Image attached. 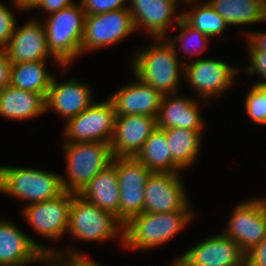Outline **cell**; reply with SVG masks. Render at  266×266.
<instances>
[{"instance_id": "6da1fadb", "label": "cell", "mask_w": 266, "mask_h": 266, "mask_svg": "<svg viewBox=\"0 0 266 266\" xmlns=\"http://www.w3.org/2000/svg\"><path fill=\"white\" fill-rule=\"evenodd\" d=\"M153 41L154 44L135 52L131 62L133 75L162 95L177 94L180 79L184 77L185 62L177 57L166 38H154Z\"/></svg>"}, {"instance_id": "7a4b0ae2", "label": "cell", "mask_w": 266, "mask_h": 266, "mask_svg": "<svg viewBox=\"0 0 266 266\" xmlns=\"http://www.w3.org/2000/svg\"><path fill=\"white\" fill-rule=\"evenodd\" d=\"M194 217L190 203L183 209L166 213L142 212L123 227L126 249H153L178 235Z\"/></svg>"}, {"instance_id": "3957f363", "label": "cell", "mask_w": 266, "mask_h": 266, "mask_svg": "<svg viewBox=\"0 0 266 266\" xmlns=\"http://www.w3.org/2000/svg\"><path fill=\"white\" fill-rule=\"evenodd\" d=\"M61 175L39 168L0 166V193L31 205L64 192Z\"/></svg>"}, {"instance_id": "277c9868", "label": "cell", "mask_w": 266, "mask_h": 266, "mask_svg": "<svg viewBox=\"0 0 266 266\" xmlns=\"http://www.w3.org/2000/svg\"><path fill=\"white\" fill-rule=\"evenodd\" d=\"M77 4L49 14L43 23L50 54L62 66L69 67L81 55L85 12Z\"/></svg>"}, {"instance_id": "5b68a950", "label": "cell", "mask_w": 266, "mask_h": 266, "mask_svg": "<svg viewBox=\"0 0 266 266\" xmlns=\"http://www.w3.org/2000/svg\"><path fill=\"white\" fill-rule=\"evenodd\" d=\"M66 177H61L66 192L79 194L113 160L110 143L79 142L63 145Z\"/></svg>"}, {"instance_id": "8992f818", "label": "cell", "mask_w": 266, "mask_h": 266, "mask_svg": "<svg viewBox=\"0 0 266 266\" xmlns=\"http://www.w3.org/2000/svg\"><path fill=\"white\" fill-rule=\"evenodd\" d=\"M124 225L111 212L89 203L80 195L72 193L67 233L74 239L95 242L119 238L123 245Z\"/></svg>"}, {"instance_id": "52a82bcc", "label": "cell", "mask_w": 266, "mask_h": 266, "mask_svg": "<svg viewBox=\"0 0 266 266\" xmlns=\"http://www.w3.org/2000/svg\"><path fill=\"white\" fill-rule=\"evenodd\" d=\"M116 112L107 97L94 102L74 118L65 121V143L104 142L111 143L115 130Z\"/></svg>"}, {"instance_id": "ba28073f", "label": "cell", "mask_w": 266, "mask_h": 266, "mask_svg": "<svg viewBox=\"0 0 266 266\" xmlns=\"http://www.w3.org/2000/svg\"><path fill=\"white\" fill-rule=\"evenodd\" d=\"M241 71L239 67H234L223 60L196 58L184 63L183 78L207 105L209 99L221 96L229 90L235 84L234 77Z\"/></svg>"}, {"instance_id": "9c48e42d", "label": "cell", "mask_w": 266, "mask_h": 266, "mask_svg": "<svg viewBox=\"0 0 266 266\" xmlns=\"http://www.w3.org/2000/svg\"><path fill=\"white\" fill-rule=\"evenodd\" d=\"M135 31L129 7L85 15L81 54L117 44Z\"/></svg>"}, {"instance_id": "30bf717a", "label": "cell", "mask_w": 266, "mask_h": 266, "mask_svg": "<svg viewBox=\"0 0 266 266\" xmlns=\"http://www.w3.org/2000/svg\"><path fill=\"white\" fill-rule=\"evenodd\" d=\"M120 201L116 218L125 225L143 212L144 190L151 171L135 157H116Z\"/></svg>"}, {"instance_id": "8fae6325", "label": "cell", "mask_w": 266, "mask_h": 266, "mask_svg": "<svg viewBox=\"0 0 266 266\" xmlns=\"http://www.w3.org/2000/svg\"><path fill=\"white\" fill-rule=\"evenodd\" d=\"M224 234L246 254L266 237V198L249 199L234 207Z\"/></svg>"}, {"instance_id": "7c38bea8", "label": "cell", "mask_w": 266, "mask_h": 266, "mask_svg": "<svg viewBox=\"0 0 266 266\" xmlns=\"http://www.w3.org/2000/svg\"><path fill=\"white\" fill-rule=\"evenodd\" d=\"M72 193L64 191L59 196L22 208V216L37 234L57 241L67 235Z\"/></svg>"}, {"instance_id": "4fadbf2b", "label": "cell", "mask_w": 266, "mask_h": 266, "mask_svg": "<svg viewBox=\"0 0 266 266\" xmlns=\"http://www.w3.org/2000/svg\"><path fill=\"white\" fill-rule=\"evenodd\" d=\"M180 173L152 172L144 190L143 212L166 213L183 210L190 199Z\"/></svg>"}, {"instance_id": "5bb4252c", "label": "cell", "mask_w": 266, "mask_h": 266, "mask_svg": "<svg viewBox=\"0 0 266 266\" xmlns=\"http://www.w3.org/2000/svg\"><path fill=\"white\" fill-rule=\"evenodd\" d=\"M245 253L223 232L199 241L180 256L189 266L246 265Z\"/></svg>"}, {"instance_id": "9a60e30c", "label": "cell", "mask_w": 266, "mask_h": 266, "mask_svg": "<svg viewBox=\"0 0 266 266\" xmlns=\"http://www.w3.org/2000/svg\"><path fill=\"white\" fill-rule=\"evenodd\" d=\"M14 29L8 45L3 49L11 63H23L47 60L52 57L66 71L67 66H62L51 54L47 46V39L43 21L30 19L25 24Z\"/></svg>"}, {"instance_id": "2e32d148", "label": "cell", "mask_w": 266, "mask_h": 266, "mask_svg": "<svg viewBox=\"0 0 266 266\" xmlns=\"http://www.w3.org/2000/svg\"><path fill=\"white\" fill-rule=\"evenodd\" d=\"M179 2L183 0H129L135 30L143 28L153 39L166 38L171 21L177 24L182 18V13L176 14Z\"/></svg>"}, {"instance_id": "e0dca14e", "label": "cell", "mask_w": 266, "mask_h": 266, "mask_svg": "<svg viewBox=\"0 0 266 266\" xmlns=\"http://www.w3.org/2000/svg\"><path fill=\"white\" fill-rule=\"evenodd\" d=\"M42 252H57L26 235L12 222L0 220V266L39 263Z\"/></svg>"}, {"instance_id": "ac0fdd59", "label": "cell", "mask_w": 266, "mask_h": 266, "mask_svg": "<svg viewBox=\"0 0 266 266\" xmlns=\"http://www.w3.org/2000/svg\"><path fill=\"white\" fill-rule=\"evenodd\" d=\"M53 76L47 92L46 112L54 110L68 121L90 107L95 101L90 85L76 79L59 82Z\"/></svg>"}, {"instance_id": "d6986e66", "label": "cell", "mask_w": 266, "mask_h": 266, "mask_svg": "<svg viewBox=\"0 0 266 266\" xmlns=\"http://www.w3.org/2000/svg\"><path fill=\"white\" fill-rule=\"evenodd\" d=\"M155 129L156 117L116 116L115 130L110 143L113 157H135Z\"/></svg>"}, {"instance_id": "ffe728a7", "label": "cell", "mask_w": 266, "mask_h": 266, "mask_svg": "<svg viewBox=\"0 0 266 266\" xmlns=\"http://www.w3.org/2000/svg\"><path fill=\"white\" fill-rule=\"evenodd\" d=\"M108 98L114 105L116 116L145 115L157 117L163 95L134 75Z\"/></svg>"}, {"instance_id": "44dd1931", "label": "cell", "mask_w": 266, "mask_h": 266, "mask_svg": "<svg viewBox=\"0 0 266 266\" xmlns=\"http://www.w3.org/2000/svg\"><path fill=\"white\" fill-rule=\"evenodd\" d=\"M178 94L163 95L156 117L157 128L202 131L204 121L199 109L201 106L198 104L199 100Z\"/></svg>"}, {"instance_id": "7402d4cb", "label": "cell", "mask_w": 266, "mask_h": 266, "mask_svg": "<svg viewBox=\"0 0 266 266\" xmlns=\"http://www.w3.org/2000/svg\"><path fill=\"white\" fill-rule=\"evenodd\" d=\"M78 195L116 216L119 212L120 201L116 157H113L112 162L104 167Z\"/></svg>"}, {"instance_id": "603a6c76", "label": "cell", "mask_w": 266, "mask_h": 266, "mask_svg": "<svg viewBox=\"0 0 266 266\" xmlns=\"http://www.w3.org/2000/svg\"><path fill=\"white\" fill-rule=\"evenodd\" d=\"M45 112V97L40 93L16 88L10 84L0 92V116L4 119H31Z\"/></svg>"}, {"instance_id": "cb8c5ba5", "label": "cell", "mask_w": 266, "mask_h": 266, "mask_svg": "<svg viewBox=\"0 0 266 266\" xmlns=\"http://www.w3.org/2000/svg\"><path fill=\"white\" fill-rule=\"evenodd\" d=\"M232 25H250L266 21L264 0H207Z\"/></svg>"}, {"instance_id": "d4e9b609", "label": "cell", "mask_w": 266, "mask_h": 266, "mask_svg": "<svg viewBox=\"0 0 266 266\" xmlns=\"http://www.w3.org/2000/svg\"><path fill=\"white\" fill-rule=\"evenodd\" d=\"M135 158L151 172L180 173L182 171L173 162L165 132L159 128L151 133Z\"/></svg>"}, {"instance_id": "484cf974", "label": "cell", "mask_w": 266, "mask_h": 266, "mask_svg": "<svg viewBox=\"0 0 266 266\" xmlns=\"http://www.w3.org/2000/svg\"><path fill=\"white\" fill-rule=\"evenodd\" d=\"M47 69L46 60L12 63L9 84L16 88L40 93L46 98L54 76Z\"/></svg>"}, {"instance_id": "4316f807", "label": "cell", "mask_w": 266, "mask_h": 266, "mask_svg": "<svg viewBox=\"0 0 266 266\" xmlns=\"http://www.w3.org/2000/svg\"><path fill=\"white\" fill-rule=\"evenodd\" d=\"M171 151L173 162L181 169L195 163L200 152L203 131L169 128L163 130Z\"/></svg>"}, {"instance_id": "83f0119b", "label": "cell", "mask_w": 266, "mask_h": 266, "mask_svg": "<svg viewBox=\"0 0 266 266\" xmlns=\"http://www.w3.org/2000/svg\"><path fill=\"white\" fill-rule=\"evenodd\" d=\"M182 3L187 5L196 4L198 6L197 8H191L188 12H181L182 18L191 27L202 32L204 35L209 37L221 35L227 26L229 27L226 20L207 1L201 2L199 5L197 4L198 0H184Z\"/></svg>"}, {"instance_id": "f1b7e54d", "label": "cell", "mask_w": 266, "mask_h": 266, "mask_svg": "<svg viewBox=\"0 0 266 266\" xmlns=\"http://www.w3.org/2000/svg\"><path fill=\"white\" fill-rule=\"evenodd\" d=\"M179 28V34L177 33L175 37L170 38V36L166 38V40L173 46L174 51L179 55L181 50L184 49V54L180 56V59L184 57L185 53H189L188 55H199L201 54L206 47L208 46V42L211 38L207 35H204L202 32L197 29L191 27L183 18L176 24ZM181 42V43H180ZM180 43V45H179ZM179 45V47H178ZM201 52V53H200Z\"/></svg>"}, {"instance_id": "f546056e", "label": "cell", "mask_w": 266, "mask_h": 266, "mask_svg": "<svg viewBox=\"0 0 266 266\" xmlns=\"http://www.w3.org/2000/svg\"><path fill=\"white\" fill-rule=\"evenodd\" d=\"M245 98V112L254 123L266 124V85L251 86Z\"/></svg>"}, {"instance_id": "4dcf8cb0", "label": "cell", "mask_w": 266, "mask_h": 266, "mask_svg": "<svg viewBox=\"0 0 266 266\" xmlns=\"http://www.w3.org/2000/svg\"><path fill=\"white\" fill-rule=\"evenodd\" d=\"M129 0H80L85 15L102 14L109 11H115L125 6ZM125 4V5H124Z\"/></svg>"}, {"instance_id": "1f68e13d", "label": "cell", "mask_w": 266, "mask_h": 266, "mask_svg": "<svg viewBox=\"0 0 266 266\" xmlns=\"http://www.w3.org/2000/svg\"><path fill=\"white\" fill-rule=\"evenodd\" d=\"M16 16L0 1V48L3 50L9 43L16 27Z\"/></svg>"}, {"instance_id": "d6a6232c", "label": "cell", "mask_w": 266, "mask_h": 266, "mask_svg": "<svg viewBox=\"0 0 266 266\" xmlns=\"http://www.w3.org/2000/svg\"><path fill=\"white\" fill-rule=\"evenodd\" d=\"M249 53V66L245 72L247 75H256L259 74L261 76L260 79L263 81H259L254 83L255 85H266V54L262 51H248Z\"/></svg>"}, {"instance_id": "836d02e7", "label": "cell", "mask_w": 266, "mask_h": 266, "mask_svg": "<svg viewBox=\"0 0 266 266\" xmlns=\"http://www.w3.org/2000/svg\"><path fill=\"white\" fill-rule=\"evenodd\" d=\"M39 262L46 266H75V255H65L59 252H42Z\"/></svg>"}, {"instance_id": "e575fe53", "label": "cell", "mask_w": 266, "mask_h": 266, "mask_svg": "<svg viewBox=\"0 0 266 266\" xmlns=\"http://www.w3.org/2000/svg\"><path fill=\"white\" fill-rule=\"evenodd\" d=\"M246 266H266V237L245 255Z\"/></svg>"}, {"instance_id": "d590c367", "label": "cell", "mask_w": 266, "mask_h": 266, "mask_svg": "<svg viewBox=\"0 0 266 266\" xmlns=\"http://www.w3.org/2000/svg\"><path fill=\"white\" fill-rule=\"evenodd\" d=\"M75 4L73 0H38L30 10L40 8V10L52 14Z\"/></svg>"}, {"instance_id": "8d00e7d4", "label": "cell", "mask_w": 266, "mask_h": 266, "mask_svg": "<svg viewBox=\"0 0 266 266\" xmlns=\"http://www.w3.org/2000/svg\"><path fill=\"white\" fill-rule=\"evenodd\" d=\"M248 51H262L266 54V32H246Z\"/></svg>"}, {"instance_id": "74e56055", "label": "cell", "mask_w": 266, "mask_h": 266, "mask_svg": "<svg viewBox=\"0 0 266 266\" xmlns=\"http://www.w3.org/2000/svg\"><path fill=\"white\" fill-rule=\"evenodd\" d=\"M11 64L7 53L0 51V92L9 85Z\"/></svg>"}, {"instance_id": "f35d334b", "label": "cell", "mask_w": 266, "mask_h": 266, "mask_svg": "<svg viewBox=\"0 0 266 266\" xmlns=\"http://www.w3.org/2000/svg\"><path fill=\"white\" fill-rule=\"evenodd\" d=\"M66 251H59L57 252L65 254V255H75V266H103L101 264H98L95 262V260L90 259L88 256H85L83 253H80L77 249L74 248H68L65 249Z\"/></svg>"}, {"instance_id": "ab89813d", "label": "cell", "mask_w": 266, "mask_h": 266, "mask_svg": "<svg viewBox=\"0 0 266 266\" xmlns=\"http://www.w3.org/2000/svg\"><path fill=\"white\" fill-rule=\"evenodd\" d=\"M38 0H12V3L16 6L17 10L20 11H27L30 10L31 7L37 2Z\"/></svg>"}, {"instance_id": "60d3db41", "label": "cell", "mask_w": 266, "mask_h": 266, "mask_svg": "<svg viewBox=\"0 0 266 266\" xmlns=\"http://www.w3.org/2000/svg\"><path fill=\"white\" fill-rule=\"evenodd\" d=\"M170 266H189L184 260H182L180 257L175 258L173 260L172 264Z\"/></svg>"}, {"instance_id": "b9f144b4", "label": "cell", "mask_w": 266, "mask_h": 266, "mask_svg": "<svg viewBox=\"0 0 266 266\" xmlns=\"http://www.w3.org/2000/svg\"><path fill=\"white\" fill-rule=\"evenodd\" d=\"M30 263H28V264H23V265H18V266H27V265H29Z\"/></svg>"}]
</instances>
